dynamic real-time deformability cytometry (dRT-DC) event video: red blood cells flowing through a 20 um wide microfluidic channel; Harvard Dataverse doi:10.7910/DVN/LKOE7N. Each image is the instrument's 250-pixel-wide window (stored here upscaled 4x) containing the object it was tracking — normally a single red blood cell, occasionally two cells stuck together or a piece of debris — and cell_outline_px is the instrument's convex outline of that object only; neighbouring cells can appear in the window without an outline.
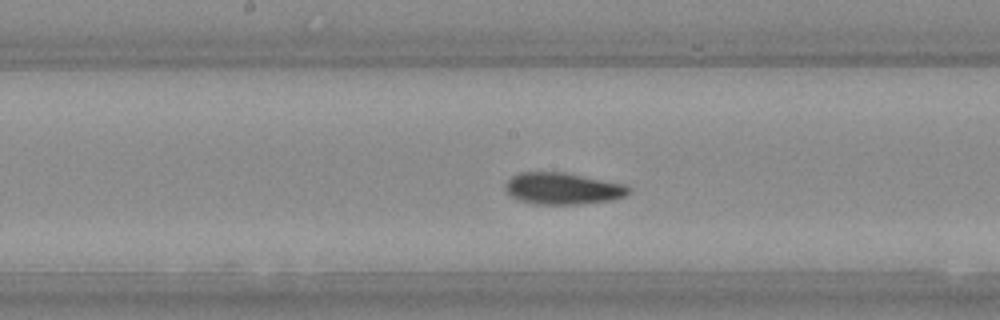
{"species": "Egyptian fruit bat (a non-hibernating species)", "species_latin": "Rousettus aegyptiacus", "temperature_condition": "warm", "stored_images_in_passage": 26, "camera_frame_rate_fps": 3000, "um_per_image_px": 0.085, "animal": {"sex": "female"}, "frame": {"image": 1, "passage_image": 22, "time_ms": 7.0, "image_size_px": [1000, 320], "cell_outline_px": [[632, 192], [624, 196], [612, 200], [580, 204], [536, 204], [520, 200], [512, 196], [504, 188], [504, 184], [512, 176], [520, 172], [564, 172], [628, 184], [632, 188]], "centroid_in_image_um": [47.89, 16.02], "position_along_channel_um": 200.3, "area_um2": 23.0}}
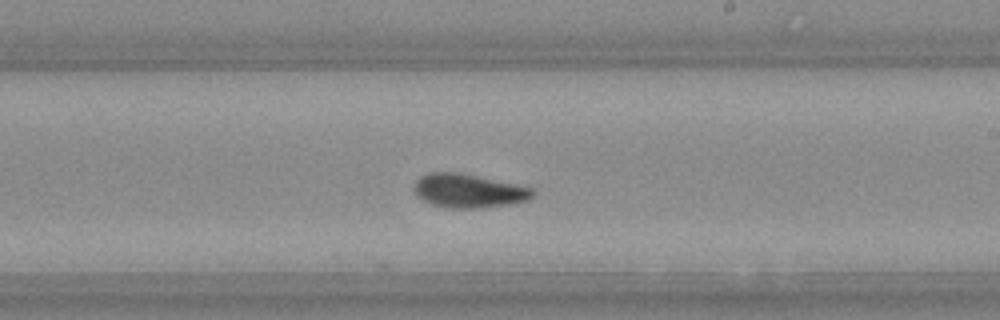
{"frame": {"image": 2, "passage_image": 26, "time_ms": 8.333, "image_size_px": [1000, 320], "cell_outline_px": [[536, 192], [528, 200], [508, 204], [480, 208], [448, 208], [432, 204], [420, 200], [416, 196], [412, 188], [416, 180], [420, 176], [428, 172], [456, 172], [516, 184], [532, 188]], "centroid_in_image_um": [39.76, 16.22], "position_along_channel_um": 249.2, "area_um2": 23.41}}